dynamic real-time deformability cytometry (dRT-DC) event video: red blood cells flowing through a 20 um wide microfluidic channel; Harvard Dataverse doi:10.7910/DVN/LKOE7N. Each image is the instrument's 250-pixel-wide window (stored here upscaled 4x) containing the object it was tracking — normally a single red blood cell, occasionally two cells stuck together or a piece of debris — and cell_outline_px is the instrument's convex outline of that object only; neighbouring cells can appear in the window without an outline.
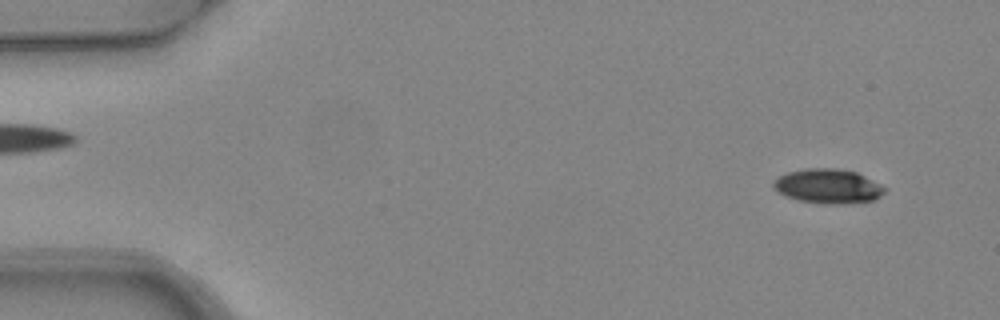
{"species": "common noctule bat (a hibernating species)", "species_latin": "Nyctalus noctula", "temperature_condition": "warm", "stored_images_in_passage": 5, "camera_frame_rate_fps": 3000, "um_per_image_px": 0.085, "animal": {"sex": "female", "body_mass_g": 24.6, "forearm_length_mm": 56.2}, "frame": {"image": 1, "passage_image": 2, "time_ms": 0.333, "image_size_px": [1000, 320], "cell_outline_px": [[884, 192], [880, 196], [872, 200], [840, 204], [824, 204], [796, 200], [784, 196], [772, 184], [780, 176], [788, 172], [804, 168], [836, 168], [856, 172], [880, 184], [884, 188]], "centroid_in_image_um": [70.36, 15.83], "position_along_channel_um": 14.6, "area_um2": 22.08}}
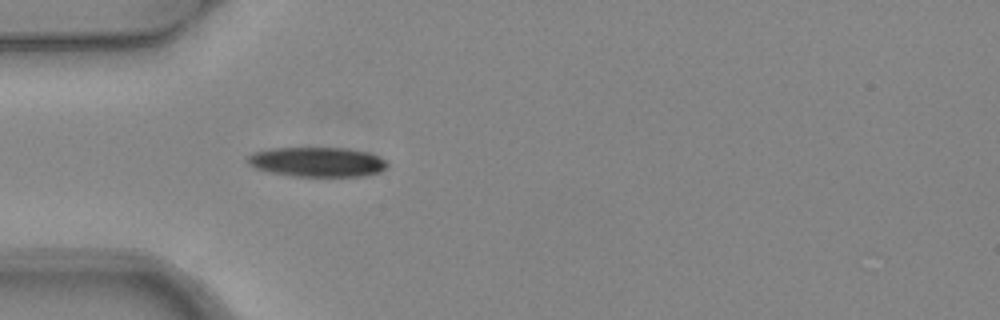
{"frame": {"image": 2, "passage_image": 5, "time_ms": 1.333, "image_size_px": [1000, 320], "cell_outline_px": [[388, 168], [380, 172], [364, 176], [288, 176], [256, 168], [248, 164], [248, 156], [252, 152], [272, 148], [348, 148], [368, 152], [380, 156], [388, 164]], "centroid_in_image_um": [27.0, 13.76], "position_along_channel_um": 58.0, "area_um2": 24.28}}